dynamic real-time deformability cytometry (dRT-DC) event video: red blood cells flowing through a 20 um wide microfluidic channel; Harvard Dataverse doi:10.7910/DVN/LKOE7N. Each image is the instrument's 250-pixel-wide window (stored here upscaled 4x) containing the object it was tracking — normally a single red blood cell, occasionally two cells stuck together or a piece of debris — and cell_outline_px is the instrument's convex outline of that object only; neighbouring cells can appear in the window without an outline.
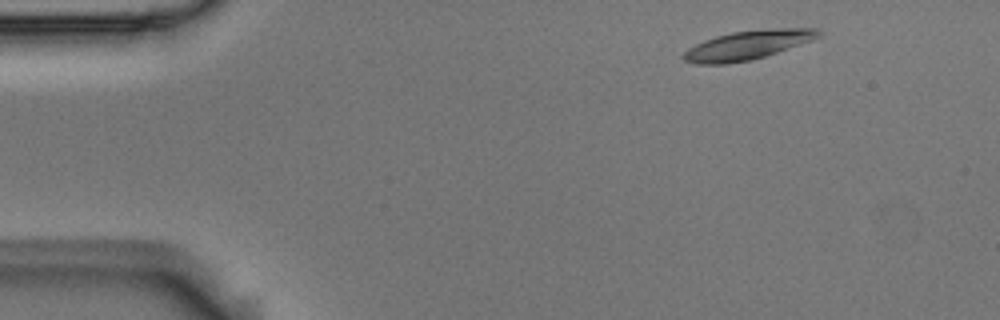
{"species": "Egyptian fruit bat (a non-hibernating species)", "species_latin": "Rousettus aegyptiacus", "temperature_condition": "room temperature", "stored_images_in_passage": 5, "camera_frame_rate_fps": 3000, "um_per_image_px": 0.085, "animal": {"sex": "male"}, "frame": {"image": 1, "passage_image": 1, "time_ms": 0.0, "image_size_px": [1000, 320], "cell_outline_px": [[820, 36], [812, 40], [752, 60], [728, 64], [696, 64], [684, 60], [680, 56], [688, 48], [704, 40], [716, 36], [732, 32], [772, 28], [816, 28], [820, 32]], "centroid_in_image_um": [63.5, 3.84], "position_along_channel_um": 21.5, "area_um2": 22.72}}
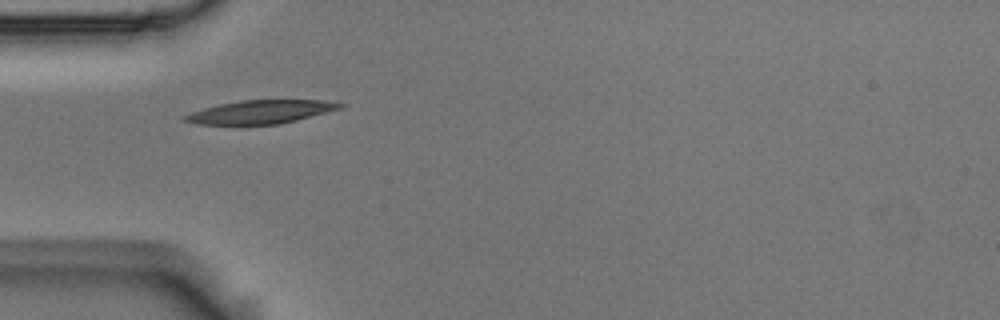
{"frame": {"image": 2, "passage_image": 4, "time_ms": 1.0, "image_size_px": [1000, 320], "cell_outline_px": [[344, 104], [340, 108], [296, 120], [280, 124], [196, 124], [180, 120], [180, 116], [204, 108], [220, 104], [240, 100], [324, 100]], "centroid_in_image_um": [22.07, 9.51], "position_along_channel_um": 62.9, "area_um2": 20.92}}
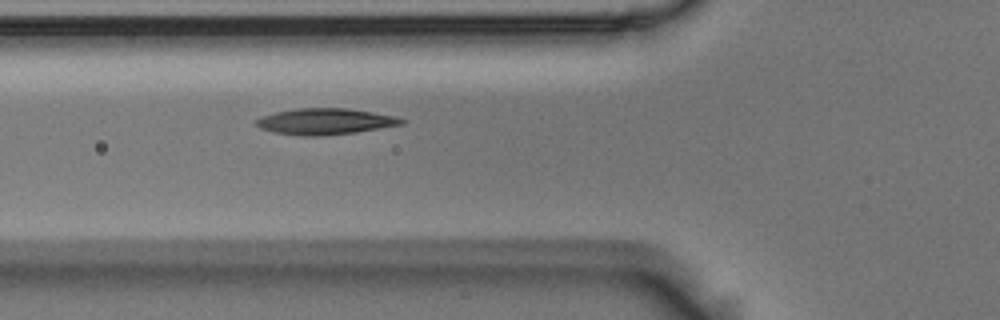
{"frame": {"image": 3, "passage_image": 5, "time_ms": 1.333, "image_size_px": [1000, 320], "cell_outline_px": [[404, 124], [356, 132], [320, 136], [300, 136], [272, 132], [260, 128], [256, 124], [256, 120], [260, 116], [276, 112], [296, 108], [348, 108], [396, 116], [404, 120]], "centroid_in_image_um": [27.61, 10.32], "position_along_channel_um": 98.2, "area_um2": 22.2}}